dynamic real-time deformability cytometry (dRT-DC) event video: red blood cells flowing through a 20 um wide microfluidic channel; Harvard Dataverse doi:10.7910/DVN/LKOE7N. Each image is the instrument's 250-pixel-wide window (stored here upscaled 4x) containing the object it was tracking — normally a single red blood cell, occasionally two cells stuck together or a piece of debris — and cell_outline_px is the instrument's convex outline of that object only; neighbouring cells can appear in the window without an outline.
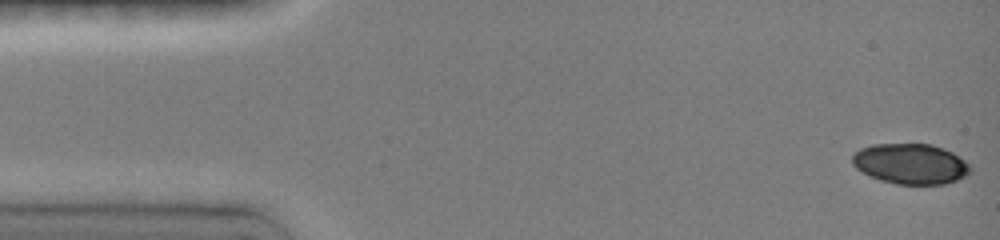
{"species": "common noctule bat (a hibernating species)", "species_latin": "Nyctalus noctula", "temperature_condition": "room temperature", "stored_images_in_passage": 66, "camera_frame_rate_fps": 3000, "um_per_image_px": 0.085, "animal": {"sex": "female", "body_mass_g": 19.0, "forearm_length_mm": 51.5}, "frame": {"image": 1, "passage_image": 1, "time_ms": 0.0, "image_size_px": [1000, 240], "cell_outline_px": [[972, 168], [964, 176], [956, 180], [944, 184], [896, 184], [880, 180], [856, 168], [852, 164], [852, 156], [860, 148], [872, 144], [932, 144], [944, 148], [952, 152], [964, 160]], "centroid_in_image_um": [77.39, 13.91], "position_along_channel_um": 7.6, "area_um2": 27.63}}
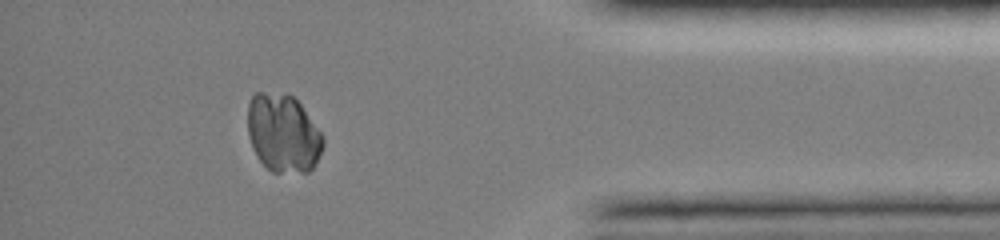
{"frame": {"image": 2, "passage_image": 59, "time_ms": 13.667, "image_size_px": [1000, 240], "cell_outline_px": [[324, 144], [312, 168], [308, 172], [272, 172], [256, 156], [252, 148], [248, 136], [248, 104], [252, 96], [256, 92], [288, 92], [300, 104], [324, 136]], "centroid_in_image_um": [24.04, 11.3], "position_along_channel_um": 411.2, "area_um2": 34.45}}